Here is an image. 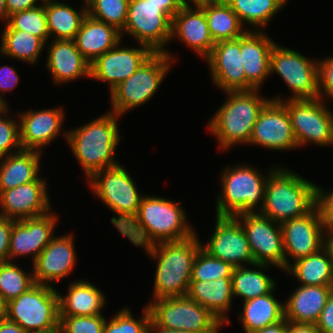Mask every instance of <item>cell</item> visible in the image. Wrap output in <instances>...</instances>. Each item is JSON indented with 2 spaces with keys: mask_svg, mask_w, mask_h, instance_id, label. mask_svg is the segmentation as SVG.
Segmentation results:
<instances>
[{
  "mask_svg": "<svg viewBox=\"0 0 333 333\" xmlns=\"http://www.w3.org/2000/svg\"><path fill=\"white\" fill-rule=\"evenodd\" d=\"M92 192L114 214L111 223L120 233L137 215L142 195L122 165L102 169L87 179Z\"/></svg>",
  "mask_w": 333,
  "mask_h": 333,
  "instance_id": "cell-8",
  "label": "cell"
},
{
  "mask_svg": "<svg viewBox=\"0 0 333 333\" xmlns=\"http://www.w3.org/2000/svg\"><path fill=\"white\" fill-rule=\"evenodd\" d=\"M61 333H103L106 317L96 316H64L59 317Z\"/></svg>",
  "mask_w": 333,
  "mask_h": 333,
  "instance_id": "cell-45",
  "label": "cell"
},
{
  "mask_svg": "<svg viewBox=\"0 0 333 333\" xmlns=\"http://www.w3.org/2000/svg\"><path fill=\"white\" fill-rule=\"evenodd\" d=\"M271 100L281 102L287 109L293 133L298 147L307 144L333 147V111L323 99H281ZM326 102V103H325Z\"/></svg>",
  "mask_w": 333,
  "mask_h": 333,
  "instance_id": "cell-9",
  "label": "cell"
},
{
  "mask_svg": "<svg viewBox=\"0 0 333 333\" xmlns=\"http://www.w3.org/2000/svg\"><path fill=\"white\" fill-rule=\"evenodd\" d=\"M151 320L169 330H186L196 333H220L224 325L207 308L188 295L161 298L147 303Z\"/></svg>",
  "mask_w": 333,
  "mask_h": 333,
  "instance_id": "cell-10",
  "label": "cell"
},
{
  "mask_svg": "<svg viewBox=\"0 0 333 333\" xmlns=\"http://www.w3.org/2000/svg\"><path fill=\"white\" fill-rule=\"evenodd\" d=\"M238 15L244 26L249 24V31H264L274 16L286 6L289 0H225Z\"/></svg>",
  "mask_w": 333,
  "mask_h": 333,
  "instance_id": "cell-38",
  "label": "cell"
},
{
  "mask_svg": "<svg viewBox=\"0 0 333 333\" xmlns=\"http://www.w3.org/2000/svg\"><path fill=\"white\" fill-rule=\"evenodd\" d=\"M177 59L166 50L154 52L129 78L110 92L111 111L122 117L154 96Z\"/></svg>",
  "mask_w": 333,
  "mask_h": 333,
  "instance_id": "cell-7",
  "label": "cell"
},
{
  "mask_svg": "<svg viewBox=\"0 0 333 333\" xmlns=\"http://www.w3.org/2000/svg\"><path fill=\"white\" fill-rule=\"evenodd\" d=\"M325 246L328 248L333 263V231L326 233Z\"/></svg>",
  "mask_w": 333,
  "mask_h": 333,
  "instance_id": "cell-58",
  "label": "cell"
},
{
  "mask_svg": "<svg viewBox=\"0 0 333 333\" xmlns=\"http://www.w3.org/2000/svg\"><path fill=\"white\" fill-rule=\"evenodd\" d=\"M58 218V214L50 211L39 217L12 219L9 262H13L16 257L31 255L33 264L54 237L53 232L59 221Z\"/></svg>",
  "mask_w": 333,
  "mask_h": 333,
  "instance_id": "cell-19",
  "label": "cell"
},
{
  "mask_svg": "<svg viewBox=\"0 0 333 333\" xmlns=\"http://www.w3.org/2000/svg\"><path fill=\"white\" fill-rule=\"evenodd\" d=\"M333 286H303L284 303V318L290 323L315 324L325 307Z\"/></svg>",
  "mask_w": 333,
  "mask_h": 333,
  "instance_id": "cell-27",
  "label": "cell"
},
{
  "mask_svg": "<svg viewBox=\"0 0 333 333\" xmlns=\"http://www.w3.org/2000/svg\"><path fill=\"white\" fill-rule=\"evenodd\" d=\"M45 1L46 0H6L7 13L9 16H11L16 12L32 9L43 5Z\"/></svg>",
  "mask_w": 333,
  "mask_h": 333,
  "instance_id": "cell-51",
  "label": "cell"
},
{
  "mask_svg": "<svg viewBox=\"0 0 333 333\" xmlns=\"http://www.w3.org/2000/svg\"><path fill=\"white\" fill-rule=\"evenodd\" d=\"M51 41L47 50L46 68L55 85L70 83L82 77L91 78V63L82 56L74 40Z\"/></svg>",
  "mask_w": 333,
  "mask_h": 333,
  "instance_id": "cell-26",
  "label": "cell"
},
{
  "mask_svg": "<svg viewBox=\"0 0 333 333\" xmlns=\"http://www.w3.org/2000/svg\"><path fill=\"white\" fill-rule=\"evenodd\" d=\"M122 37L121 32L115 27L87 15L76 33L74 41L82 56L92 63L119 41L123 42Z\"/></svg>",
  "mask_w": 333,
  "mask_h": 333,
  "instance_id": "cell-28",
  "label": "cell"
},
{
  "mask_svg": "<svg viewBox=\"0 0 333 333\" xmlns=\"http://www.w3.org/2000/svg\"><path fill=\"white\" fill-rule=\"evenodd\" d=\"M20 130V143L23 150L42 149L59 137L64 128L65 113L63 107L17 112Z\"/></svg>",
  "mask_w": 333,
  "mask_h": 333,
  "instance_id": "cell-22",
  "label": "cell"
},
{
  "mask_svg": "<svg viewBox=\"0 0 333 333\" xmlns=\"http://www.w3.org/2000/svg\"><path fill=\"white\" fill-rule=\"evenodd\" d=\"M147 2L161 6L171 17L187 3L186 0H147Z\"/></svg>",
  "mask_w": 333,
  "mask_h": 333,
  "instance_id": "cell-52",
  "label": "cell"
},
{
  "mask_svg": "<svg viewBox=\"0 0 333 333\" xmlns=\"http://www.w3.org/2000/svg\"><path fill=\"white\" fill-rule=\"evenodd\" d=\"M147 333H196L192 331H186V330H169L162 328L158 325H156L152 320L149 322L147 327Z\"/></svg>",
  "mask_w": 333,
  "mask_h": 333,
  "instance_id": "cell-56",
  "label": "cell"
},
{
  "mask_svg": "<svg viewBox=\"0 0 333 333\" xmlns=\"http://www.w3.org/2000/svg\"><path fill=\"white\" fill-rule=\"evenodd\" d=\"M187 295L207 308L224 325L231 323L226 315L230 312L234 300L231 277L210 281H191Z\"/></svg>",
  "mask_w": 333,
  "mask_h": 333,
  "instance_id": "cell-30",
  "label": "cell"
},
{
  "mask_svg": "<svg viewBox=\"0 0 333 333\" xmlns=\"http://www.w3.org/2000/svg\"><path fill=\"white\" fill-rule=\"evenodd\" d=\"M0 333H28L20 325L8 320L6 317L0 320Z\"/></svg>",
  "mask_w": 333,
  "mask_h": 333,
  "instance_id": "cell-54",
  "label": "cell"
},
{
  "mask_svg": "<svg viewBox=\"0 0 333 333\" xmlns=\"http://www.w3.org/2000/svg\"><path fill=\"white\" fill-rule=\"evenodd\" d=\"M285 253V270L292 262L318 252L325 246L327 230L315 206L307 214L280 224ZM290 262V263H289Z\"/></svg>",
  "mask_w": 333,
  "mask_h": 333,
  "instance_id": "cell-15",
  "label": "cell"
},
{
  "mask_svg": "<svg viewBox=\"0 0 333 333\" xmlns=\"http://www.w3.org/2000/svg\"><path fill=\"white\" fill-rule=\"evenodd\" d=\"M8 108L9 107H2L0 109V158L22 150L19 119L16 118L17 122L15 118H7L9 117L7 116L9 113Z\"/></svg>",
  "mask_w": 333,
  "mask_h": 333,
  "instance_id": "cell-44",
  "label": "cell"
},
{
  "mask_svg": "<svg viewBox=\"0 0 333 333\" xmlns=\"http://www.w3.org/2000/svg\"><path fill=\"white\" fill-rule=\"evenodd\" d=\"M180 204L181 201L174 202L162 196L144 195L137 215L120 234L134 246L144 249L161 242L187 239L196 233Z\"/></svg>",
  "mask_w": 333,
  "mask_h": 333,
  "instance_id": "cell-1",
  "label": "cell"
},
{
  "mask_svg": "<svg viewBox=\"0 0 333 333\" xmlns=\"http://www.w3.org/2000/svg\"><path fill=\"white\" fill-rule=\"evenodd\" d=\"M119 41L108 52L91 63V78L108 83L111 92L121 82L134 74L154 53L148 46L138 43L139 47H121Z\"/></svg>",
  "mask_w": 333,
  "mask_h": 333,
  "instance_id": "cell-17",
  "label": "cell"
},
{
  "mask_svg": "<svg viewBox=\"0 0 333 333\" xmlns=\"http://www.w3.org/2000/svg\"><path fill=\"white\" fill-rule=\"evenodd\" d=\"M245 231L255 264L275 266L285 271V253L281 225L260 213L234 216Z\"/></svg>",
  "mask_w": 333,
  "mask_h": 333,
  "instance_id": "cell-14",
  "label": "cell"
},
{
  "mask_svg": "<svg viewBox=\"0 0 333 333\" xmlns=\"http://www.w3.org/2000/svg\"><path fill=\"white\" fill-rule=\"evenodd\" d=\"M205 61L208 63L212 82L221 92L246 90L240 37L215 43Z\"/></svg>",
  "mask_w": 333,
  "mask_h": 333,
  "instance_id": "cell-23",
  "label": "cell"
},
{
  "mask_svg": "<svg viewBox=\"0 0 333 333\" xmlns=\"http://www.w3.org/2000/svg\"><path fill=\"white\" fill-rule=\"evenodd\" d=\"M303 286H333V263L326 246L292 262L285 270Z\"/></svg>",
  "mask_w": 333,
  "mask_h": 333,
  "instance_id": "cell-33",
  "label": "cell"
},
{
  "mask_svg": "<svg viewBox=\"0 0 333 333\" xmlns=\"http://www.w3.org/2000/svg\"><path fill=\"white\" fill-rule=\"evenodd\" d=\"M276 42L264 31H247L240 37V54L246 90L260 89L270 75V55Z\"/></svg>",
  "mask_w": 333,
  "mask_h": 333,
  "instance_id": "cell-25",
  "label": "cell"
},
{
  "mask_svg": "<svg viewBox=\"0 0 333 333\" xmlns=\"http://www.w3.org/2000/svg\"><path fill=\"white\" fill-rule=\"evenodd\" d=\"M277 73L291 89L288 99H317L318 60L275 43L270 55V75Z\"/></svg>",
  "mask_w": 333,
  "mask_h": 333,
  "instance_id": "cell-12",
  "label": "cell"
},
{
  "mask_svg": "<svg viewBox=\"0 0 333 333\" xmlns=\"http://www.w3.org/2000/svg\"><path fill=\"white\" fill-rule=\"evenodd\" d=\"M287 332H288V321L284 319L278 323L266 326L253 333H287Z\"/></svg>",
  "mask_w": 333,
  "mask_h": 333,
  "instance_id": "cell-55",
  "label": "cell"
},
{
  "mask_svg": "<svg viewBox=\"0 0 333 333\" xmlns=\"http://www.w3.org/2000/svg\"><path fill=\"white\" fill-rule=\"evenodd\" d=\"M234 267L221 259L210 256L202 248L198 251L192 269L191 281H210L232 277Z\"/></svg>",
  "mask_w": 333,
  "mask_h": 333,
  "instance_id": "cell-42",
  "label": "cell"
},
{
  "mask_svg": "<svg viewBox=\"0 0 333 333\" xmlns=\"http://www.w3.org/2000/svg\"><path fill=\"white\" fill-rule=\"evenodd\" d=\"M10 16L7 13L6 0H0V21L6 22L9 21Z\"/></svg>",
  "mask_w": 333,
  "mask_h": 333,
  "instance_id": "cell-57",
  "label": "cell"
},
{
  "mask_svg": "<svg viewBox=\"0 0 333 333\" xmlns=\"http://www.w3.org/2000/svg\"><path fill=\"white\" fill-rule=\"evenodd\" d=\"M202 249L233 267L255 264L245 231L233 216H216L214 231Z\"/></svg>",
  "mask_w": 333,
  "mask_h": 333,
  "instance_id": "cell-16",
  "label": "cell"
},
{
  "mask_svg": "<svg viewBox=\"0 0 333 333\" xmlns=\"http://www.w3.org/2000/svg\"><path fill=\"white\" fill-rule=\"evenodd\" d=\"M42 153L20 150L0 158V192L35 181L40 175Z\"/></svg>",
  "mask_w": 333,
  "mask_h": 333,
  "instance_id": "cell-31",
  "label": "cell"
},
{
  "mask_svg": "<svg viewBox=\"0 0 333 333\" xmlns=\"http://www.w3.org/2000/svg\"><path fill=\"white\" fill-rule=\"evenodd\" d=\"M275 168H270L265 176L259 172L260 169L246 163L225 167L220 174L222 191L217 193L215 215L234 217L241 213L259 212L269 173Z\"/></svg>",
  "mask_w": 333,
  "mask_h": 333,
  "instance_id": "cell-6",
  "label": "cell"
},
{
  "mask_svg": "<svg viewBox=\"0 0 333 333\" xmlns=\"http://www.w3.org/2000/svg\"><path fill=\"white\" fill-rule=\"evenodd\" d=\"M234 267L232 273L233 297L248 301L258 296L270 293L276 286V281L265 274V269L271 266L265 264H253ZM264 270V271H262Z\"/></svg>",
  "mask_w": 333,
  "mask_h": 333,
  "instance_id": "cell-36",
  "label": "cell"
},
{
  "mask_svg": "<svg viewBox=\"0 0 333 333\" xmlns=\"http://www.w3.org/2000/svg\"><path fill=\"white\" fill-rule=\"evenodd\" d=\"M4 27V29H17L31 33L45 44L50 39L44 4L12 14Z\"/></svg>",
  "mask_w": 333,
  "mask_h": 333,
  "instance_id": "cell-41",
  "label": "cell"
},
{
  "mask_svg": "<svg viewBox=\"0 0 333 333\" xmlns=\"http://www.w3.org/2000/svg\"><path fill=\"white\" fill-rule=\"evenodd\" d=\"M318 91L320 99H333V56L318 60ZM327 96V97H326Z\"/></svg>",
  "mask_w": 333,
  "mask_h": 333,
  "instance_id": "cell-46",
  "label": "cell"
},
{
  "mask_svg": "<svg viewBox=\"0 0 333 333\" xmlns=\"http://www.w3.org/2000/svg\"><path fill=\"white\" fill-rule=\"evenodd\" d=\"M47 181H35L0 192V215L13 220L43 216L52 211Z\"/></svg>",
  "mask_w": 333,
  "mask_h": 333,
  "instance_id": "cell-20",
  "label": "cell"
},
{
  "mask_svg": "<svg viewBox=\"0 0 333 333\" xmlns=\"http://www.w3.org/2000/svg\"><path fill=\"white\" fill-rule=\"evenodd\" d=\"M20 81V76L15 69L10 65L0 66V105L2 107H8L6 99H4L2 93L12 91Z\"/></svg>",
  "mask_w": 333,
  "mask_h": 333,
  "instance_id": "cell-48",
  "label": "cell"
},
{
  "mask_svg": "<svg viewBox=\"0 0 333 333\" xmlns=\"http://www.w3.org/2000/svg\"><path fill=\"white\" fill-rule=\"evenodd\" d=\"M35 285L33 270L27 274L13 262L0 263V297L6 304Z\"/></svg>",
  "mask_w": 333,
  "mask_h": 333,
  "instance_id": "cell-39",
  "label": "cell"
},
{
  "mask_svg": "<svg viewBox=\"0 0 333 333\" xmlns=\"http://www.w3.org/2000/svg\"><path fill=\"white\" fill-rule=\"evenodd\" d=\"M187 2H190V3H194V2H198V1H201V0H186Z\"/></svg>",
  "mask_w": 333,
  "mask_h": 333,
  "instance_id": "cell-61",
  "label": "cell"
},
{
  "mask_svg": "<svg viewBox=\"0 0 333 333\" xmlns=\"http://www.w3.org/2000/svg\"><path fill=\"white\" fill-rule=\"evenodd\" d=\"M194 5L193 7L191 5ZM187 2L173 17L171 41L181 40L188 48L206 59L215 45L204 10L196 3Z\"/></svg>",
  "mask_w": 333,
  "mask_h": 333,
  "instance_id": "cell-24",
  "label": "cell"
},
{
  "mask_svg": "<svg viewBox=\"0 0 333 333\" xmlns=\"http://www.w3.org/2000/svg\"><path fill=\"white\" fill-rule=\"evenodd\" d=\"M0 54L28 64L37 63L46 44L26 31L4 29L1 33Z\"/></svg>",
  "mask_w": 333,
  "mask_h": 333,
  "instance_id": "cell-37",
  "label": "cell"
},
{
  "mask_svg": "<svg viewBox=\"0 0 333 333\" xmlns=\"http://www.w3.org/2000/svg\"><path fill=\"white\" fill-rule=\"evenodd\" d=\"M54 287L35 284L6 303L5 317L27 332L59 328V297Z\"/></svg>",
  "mask_w": 333,
  "mask_h": 333,
  "instance_id": "cell-11",
  "label": "cell"
},
{
  "mask_svg": "<svg viewBox=\"0 0 333 333\" xmlns=\"http://www.w3.org/2000/svg\"><path fill=\"white\" fill-rule=\"evenodd\" d=\"M130 0H87V13L93 19L105 22L118 31L124 30Z\"/></svg>",
  "mask_w": 333,
  "mask_h": 333,
  "instance_id": "cell-40",
  "label": "cell"
},
{
  "mask_svg": "<svg viewBox=\"0 0 333 333\" xmlns=\"http://www.w3.org/2000/svg\"><path fill=\"white\" fill-rule=\"evenodd\" d=\"M118 116L107 111L103 115L81 125L76 129L64 130L65 136L75 159L82 167L86 179L105 168L119 165L115 160L116 147L121 141Z\"/></svg>",
  "mask_w": 333,
  "mask_h": 333,
  "instance_id": "cell-2",
  "label": "cell"
},
{
  "mask_svg": "<svg viewBox=\"0 0 333 333\" xmlns=\"http://www.w3.org/2000/svg\"><path fill=\"white\" fill-rule=\"evenodd\" d=\"M45 12L47 16L50 39L74 40L84 18L88 15L87 3L83 4L80 12L72 6L58 0H46Z\"/></svg>",
  "mask_w": 333,
  "mask_h": 333,
  "instance_id": "cell-35",
  "label": "cell"
},
{
  "mask_svg": "<svg viewBox=\"0 0 333 333\" xmlns=\"http://www.w3.org/2000/svg\"><path fill=\"white\" fill-rule=\"evenodd\" d=\"M316 185V206L327 232L333 231V190L325 191V188Z\"/></svg>",
  "mask_w": 333,
  "mask_h": 333,
  "instance_id": "cell-47",
  "label": "cell"
},
{
  "mask_svg": "<svg viewBox=\"0 0 333 333\" xmlns=\"http://www.w3.org/2000/svg\"><path fill=\"white\" fill-rule=\"evenodd\" d=\"M73 234L54 236L32 264L35 284L49 285L68 277L74 270L77 254Z\"/></svg>",
  "mask_w": 333,
  "mask_h": 333,
  "instance_id": "cell-21",
  "label": "cell"
},
{
  "mask_svg": "<svg viewBox=\"0 0 333 333\" xmlns=\"http://www.w3.org/2000/svg\"><path fill=\"white\" fill-rule=\"evenodd\" d=\"M11 232L12 219L0 215V263L9 262Z\"/></svg>",
  "mask_w": 333,
  "mask_h": 333,
  "instance_id": "cell-49",
  "label": "cell"
},
{
  "mask_svg": "<svg viewBox=\"0 0 333 333\" xmlns=\"http://www.w3.org/2000/svg\"><path fill=\"white\" fill-rule=\"evenodd\" d=\"M315 206L316 184L277 166L269 173L263 206L258 213L281 224L307 214Z\"/></svg>",
  "mask_w": 333,
  "mask_h": 333,
  "instance_id": "cell-5",
  "label": "cell"
},
{
  "mask_svg": "<svg viewBox=\"0 0 333 333\" xmlns=\"http://www.w3.org/2000/svg\"><path fill=\"white\" fill-rule=\"evenodd\" d=\"M5 307L6 304L3 302L2 298L0 297V320L5 318Z\"/></svg>",
  "mask_w": 333,
  "mask_h": 333,
  "instance_id": "cell-59",
  "label": "cell"
},
{
  "mask_svg": "<svg viewBox=\"0 0 333 333\" xmlns=\"http://www.w3.org/2000/svg\"><path fill=\"white\" fill-rule=\"evenodd\" d=\"M319 333H333V292L315 323Z\"/></svg>",
  "mask_w": 333,
  "mask_h": 333,
  "instance_id": "cell-50",
  "label": "cell"
},
{
  "mask_svg": "<svg viewBox=\"0 0 333 333\" xmlns=\"http://www.w3.org/2000/svg\"><path fill=\"white\" fill-rule=\"evenodd\" d=\"M260 89L226 91V101L209 120L208 128L219 148L249 144L254 124L264 106L271 100L260 95Z\"/></svg>",
  "mask_w": 333,
  "mask_h": 333,
  "instance_id": "cell-4",
  "label": "cell"
},
{
  "mask_svg": "<svg viewBox=\"0 0 333 333\" xmlns=\"http://www.w3.org/2000/svg\"><path fill=\"white\" fill-rule=\"evenodd\" d=\"M28 333H61V332H60V327H59V328L48 329L45 331H32V332H28Z\"/></svg>",
  "mask_w": 333,
  "mask_h": 333,
  "instance_id": "cell-60",
  "label": "cell"
},
{
  "mask_svg": "<svg viewBox=\"0 0 333 333\" xmlns=\"http://www.w3.org/2000/svg\"><path fill=\"white\" fill-rule=\"evenodd\" d=\"M172 17L147 0H130L128 16L121 36L126 34L154 52H165L171 41Z\"/></svg>",
  "mask_w": 333,
  "mask_h": 333,
  "instance_id": "cell-13",
  "label": "cell"
},
{
  "mask_svg": "<svg viewBox=\"0 0 333 333\" xmlns=\"http://www.w3.org/2000/svg\"><path fill=\"white\" fill-rule=\"evenodd\" d=\"M68 293L63 296L58 292L59 317L96 316L102 314L106 297L100 289L85 279L71 281Z\"/></svg>",
  "mask_w": 333,
  "mask_h": 333,
  "instance_id": "cell-29",
  "label": "cell"
},
{
  "mask_svg": "<svg viewBox=\"0 0 333 333\" xmlns=\"http://www.w3.org/2000/svg\"><path fill=\"white\" fill-rule=\"evenodd\" d=\"M201 244L196 233L184 240L161 242L143 249L156 260L154 300L188 294L194 259Z\"/></svg>",
  "mask_w": 333,
  "mask_h": 333,
  "instance_id": "cell-3",
  "label": "cell"
},
{
  "mask_svg": "<svg viewBox=\"0 0 333 333\" xmlns=\"http://www.w3.org/2000/svg\"><path fill=\"white\" fill-rule=\"evenodd\" d=\"M144 308L143 315L138 320L130 309L126 307L121 309L111 320L105 321L103 333H147L151 315L147 305Z\"/></svg>",
  "mask_w": 333,
  "mask_h": 333,
  "instance_id": "cell-43",
  "label": "cell"
},
{
  "mask_svg": "<svg viewBox=\"0 0 333 333\" xmlns=\"http://www.w3.org/2000/svg\"><path fill=\"white\" fill-rule=\"evenodd\" d=\"M196 3L205 12L214 43L239 38L249 31L225 0H201Z\"/></svg>",
  "mask_w": 333,
  "mask_h": 333,
  "instance_id": "cell-32",
  "label": "cell"
},
{
  "mask_svg": "<svg viewBox=\"0 0 333 333\" xmlns=\"http://www.w3.org/2000/svg\"><path fill=\"white\" fill-rule=\"evenodd\" d=\"M276 287L268 294L243 302L239 315L245 333H253L266 326L284 320V304L273 295Z\"/></svg>",
  "mask_w": 333,
  "mask_h": 333,
  "instance_id": "cell-34",
  "label": "cell"
},
{
  "mask_svg": "<svg viewBox=\"0 0 333 333\" xmlns=\"http://www.w3.org/2000/svg\"><path fill=\"white\" fill-rule=\"evenodd\" d=\"M287 333H319L315 324L288 322Z\"/></svg>",
  "mask_w": 333,
  "mask_h": 333,
  "instance_id": "cell-53",
  "label": "cell"
},
{
  "mask_svg": "<svg viewBox=\"0 0 333 333\" xmlns=\"http://www.w3.org/2000/svg\"><path fill=\"white\" fill-rule=\"evenodd\" d=\"M249 145L277 151L299 149L289 113L281 102L270 100L261 110Z\"/></svg>",
  "mask_w": 333,
  "mask_h": 333,
  "instance_id": "cell-18",
  "label": "cell"
}]
</instances>
